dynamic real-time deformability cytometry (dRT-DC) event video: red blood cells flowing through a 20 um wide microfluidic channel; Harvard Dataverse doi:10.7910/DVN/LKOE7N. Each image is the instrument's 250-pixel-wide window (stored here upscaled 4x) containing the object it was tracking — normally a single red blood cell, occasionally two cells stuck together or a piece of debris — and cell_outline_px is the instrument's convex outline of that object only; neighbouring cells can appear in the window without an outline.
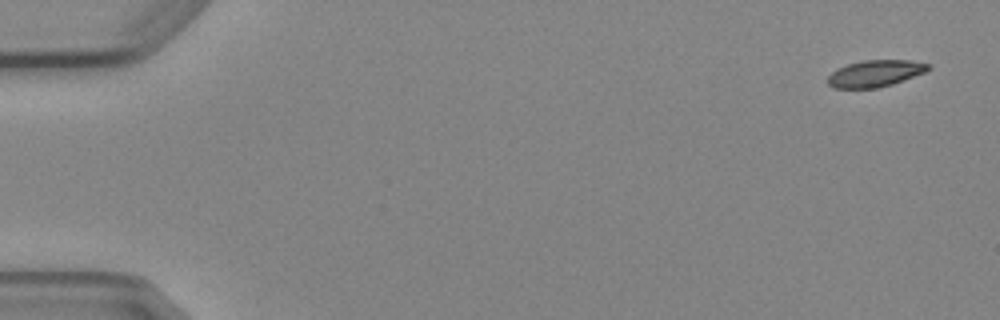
{"species": "Egyptian fruit bat (a non-hibernating species)", "species_latin": "Rousettus aegyptiacus", "temperature_condition": "cold", "stored_images_in_passage": 5, "camera_frame_rate_fps": 3000, "um_per_image_px": 0.085, "animal": {"sex": "female"}, "frame": {"image": 1, "passage_image": 1, "time_ms": 0.0, "image_size_px": [1000, 320], "cell_outline_px": [[932, 68], [924, 72], [892, 84], [876, 88], [832, 88], [828, 84], [828, 76], [836, 68], [848, 64], [864, 60], [908, 60], [932, 64]], "centroid_in_image_um": [74.38, 6.24], "position_along_channel_um": 10.6, "area_um2": 15.61}}
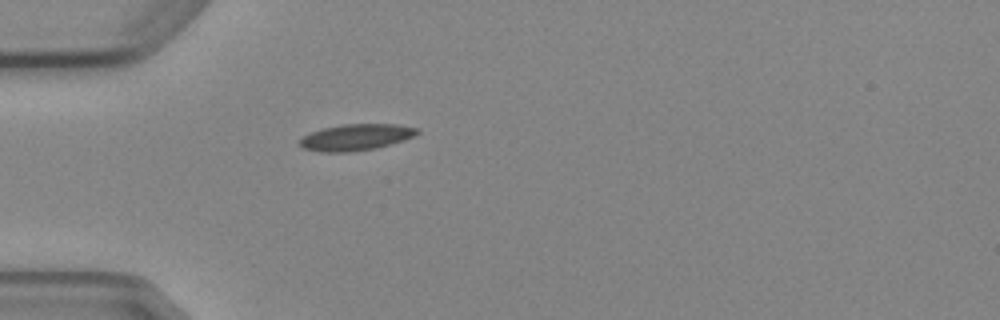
{"frame": {"image": 2, "passage_image": 5, "time_ms": 4.667, "image_size_px": [1000, 320], "cell_outline_px": [[420, 132], [404, 140], [376, 148], [352, 152], [320, 152], [304, 148], [296, 144], [304, 136], [312, 132], [324, 128], [344, 124], [396, 124], [420, 128]], "centroid_in_image_um": [30.26, 11.67], "position_along_channel_um": 54.7, "area_um2": 18.03}}